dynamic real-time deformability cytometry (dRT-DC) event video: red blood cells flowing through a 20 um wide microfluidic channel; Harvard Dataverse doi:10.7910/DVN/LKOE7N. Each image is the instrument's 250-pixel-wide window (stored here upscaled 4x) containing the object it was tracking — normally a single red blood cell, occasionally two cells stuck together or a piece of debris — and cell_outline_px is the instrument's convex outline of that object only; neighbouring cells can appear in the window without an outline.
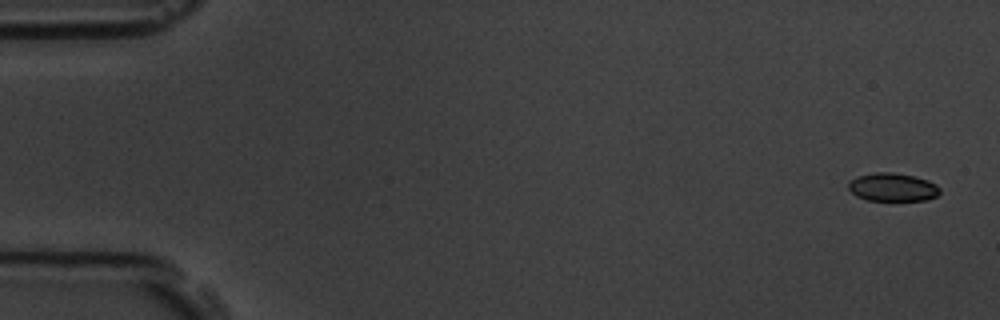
{"species": "common noctule bat (a hibernating species)", "species_latin": "Nyctalus noctula", "temperature_condition": "room temperature", "stored_images_in_passage": 4, "camera_frame_rate_fps": 3000, "um_per_image_px": 0.085, "animal": {"sex": "male", "body_mass_g": 19.5, "forearm_length_mm": 54.6}, "frame": {"image": 1, "passage_image": 1, "time_ms": 0.0, "image_size_px": [1000, 320], "cell_outline_px": [[940, 192], [936, 196], [928, 200], [868, 200], [856, 196], [848, 188], [848, 180], [856, 176], [876, 172], [892, 172], [912, 176], [928, 180], [936, 184], [940, 188]], "centroid_in_image_um": [75.85, 15.9], "position_along_channel_um": 9.1, "area_um2": 15.09}}